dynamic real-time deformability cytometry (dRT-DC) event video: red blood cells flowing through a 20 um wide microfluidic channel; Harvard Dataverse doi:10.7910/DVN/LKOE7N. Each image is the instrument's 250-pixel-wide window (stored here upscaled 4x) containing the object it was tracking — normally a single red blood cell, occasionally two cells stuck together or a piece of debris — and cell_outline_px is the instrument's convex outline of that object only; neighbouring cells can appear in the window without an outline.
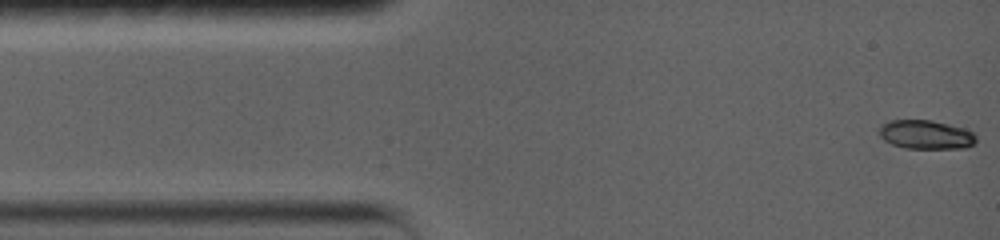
{"species": "common noctule bat (a hibernating species)", "species_latin": "Nyctalus noctula", "temperature_condition": "warm", "stored_images_in_passage": 104, "camera_frame_rate_fps": 5000, "um_per_image_px": 0.085, "animal": {"sex": "female", "body_mass_g": 19.0, "forearm_length_mm": 56.7}, "frame": {"image": 1, "passage_image": 1, "time_ms": 0.0, "image_size_px": [1000, 240], "cell_outline_px": [[976, 140], [968, 148], [904, 148], [892, 144], [884, 140], [880, 136], [880, 124], [888, 120], [932, 120], [964, 128], [972, 132], [976, 136]], "centroid_in_image_um": [78.68, 11.44], "position_along_channel_um": 6.3, "area_um2": 16.36}}
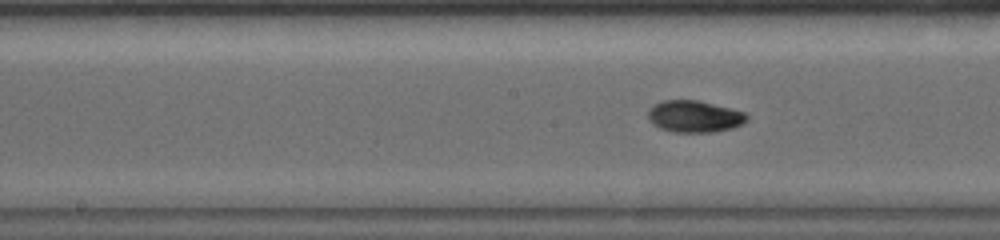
{"frame": {"image": 2, "passage_image": 45, "time_ms": 7.0, "image_size_px": [1000, 240], "cell_outline_px": [[748, 120], [732, 128], [712, 132], [672, 132], [660, 128], [652, 124], [648, 120], [648, 112], [656, 104], [664, 100], [696, 100], [744, 112], [748, 116]], "centroid_in_image_um": [59.0, 9.91], "position_along_channel_um": 189.2, "area_um2": 18.03}}
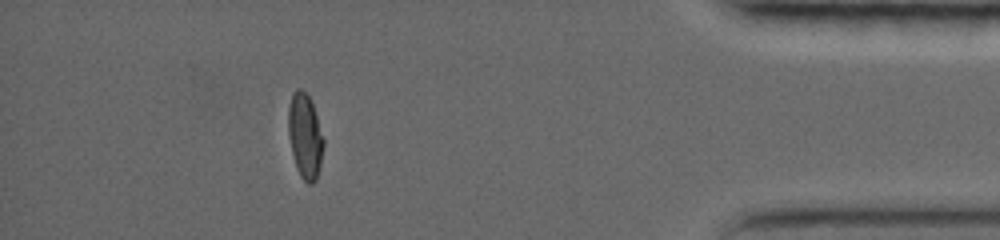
{"frame": {"image": 3, "passage_image": 90, "time_ms": 14.2, "image_size_px": [1000, 240], "cell_outline_px": [[324, 144], [320, 164], [316, 180], [312, 184], [308, 184], [300, 176], [296, 168], [292, 152], [288, 132], [288, 108], [292, 92], [296, 88], [300, 88], [308, 96], [312, 104], [324, 140]], "centroid_in_image_um": [25.91, 11.57], "position_along_channel_um": 409.3, "area_um2": 17.28}, "authors_computed_cell_mechanics": {"area_um2": 17.34, "velocity_mm_per_s": 3.7527, "shape_relaxation_time_tau1_ms": 5.212, "shape_relaxation_time_tau2_ms": 1.3447, "deformation_change_tau1": 0.2281, "deformation_change_tau2": 0.0201}}